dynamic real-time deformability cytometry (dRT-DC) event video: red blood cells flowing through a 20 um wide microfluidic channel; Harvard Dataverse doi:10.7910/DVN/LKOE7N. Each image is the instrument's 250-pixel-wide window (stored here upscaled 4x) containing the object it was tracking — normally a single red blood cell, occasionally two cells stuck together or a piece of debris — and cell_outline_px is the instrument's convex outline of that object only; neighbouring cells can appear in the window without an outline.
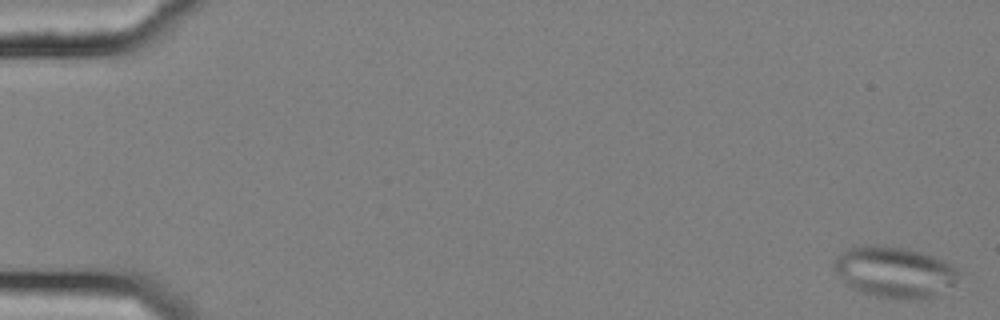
{"species": "common noctule bat (a hibernating species)", "species_latin": "Nyctalus noctula", "temperature_condition": "cold", "stored_images_in_passage": 56, "camera_frame_rate_fps": 3000, "um_per_image_px": 0.085, "animal": {"sex": "female", "body_mass_g": 25.1}, "frame": {"image": 1, "passage_image": 1, "time_ms": 0.0, "image_size_px": [1000, 320], "cell_outline_px": [[964, 272], [952, 284], [936, 296], [916, 300], [900, 300], [876, 296], [852, 288], [832, 268], [832, 264], [836, 256], [848, 248], [868, 244], [876, 244], [908, 248], [932, 256]], "centroid_in_image_um": [76.02, 23.12], "position_along_channel_um": 9.0, "area_um2": 37.22}}
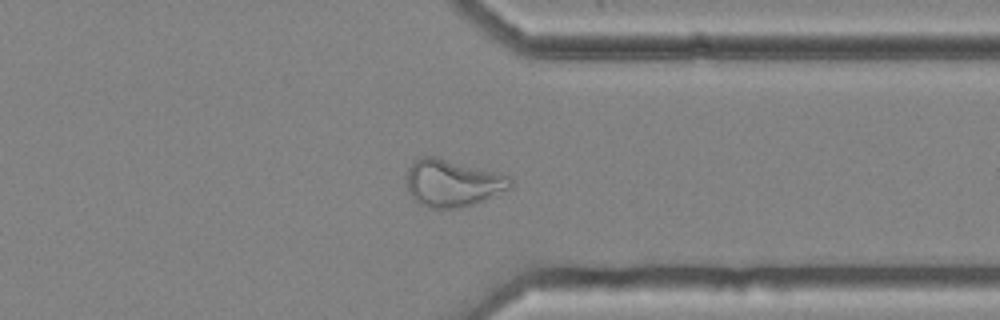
{"frame": {"image": 2, "passage_image": 44, "time_ms": 14.333, "image_size_px": [1000, 320], "cell_outline_px": [[512, 188], [484, 200], [460, 208], [428, 208], [420, 204], [408, 192], [408, 168], [412, 160], [420, 156], [436, 156], [500, 172], [508, 176], [512, 180]], "centroid_in_image_um": [38.48, 15.54], "position_along_channel_um": 372.9, "area_um2": 28.84}}
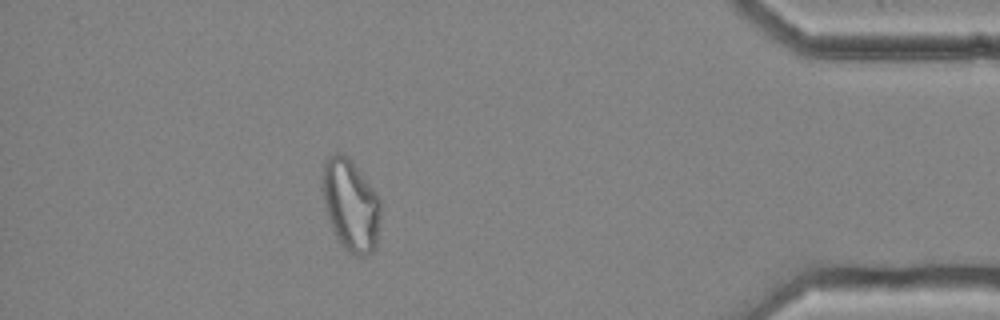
{"frame": {"image": 3, "passage_image": 50, "time_ms": 16.333, "image_size_px": [1000, 320], "cell_outline_px": [[380, 220], [376, 244], [372, 252], [364, 256], [356, 256], [348, 252], [340, 244], [332, 228], [328, 216], [324, 200], [324, 160], [328, 156], [336, 152], [344, 152], [348, 156], [372, 188], [380, 200]], "centroid_in_image_um": [29.82, 17.45], "position_along_channel_um": 405.4, "area_um2": 30.69}}